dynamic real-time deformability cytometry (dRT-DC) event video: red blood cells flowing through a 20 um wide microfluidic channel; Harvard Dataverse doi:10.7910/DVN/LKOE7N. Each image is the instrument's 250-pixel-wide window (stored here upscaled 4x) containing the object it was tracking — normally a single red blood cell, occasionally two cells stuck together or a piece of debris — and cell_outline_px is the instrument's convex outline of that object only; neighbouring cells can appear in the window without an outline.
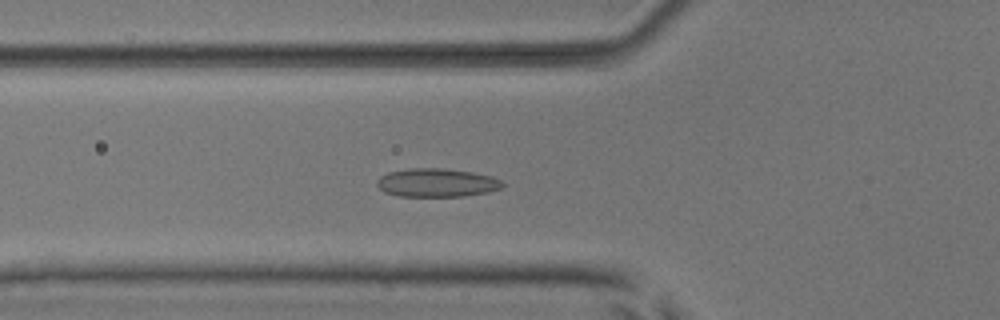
{"species": "common noctule bat (a hibernating species)", "species_latin": "Nyctalus noctula", "temperature_condition": "room temperature", "stored_images_in_passage": 53, "camera_frame_rate_fps": 3000, "um_per_image_px": 0.085, "animal": {"sex": "male", "body_mass_g": 17.9, "forearm_length_mm": 54.2}, "frame": {"image": 1, "passage_image": 19, "time_ms": 6.0, "image_size_px": [1000, 320], "cell_outline_px": [[504, 184], [500, 188], [488, 192], [464, 196], [400, 196], [384, 192], [376, 184], [376, 180], [380, 176], [388, 172], [408, 168], [444, 168], [472, 172], [492, 176], [500, 180]], "centroid_in_image_um": [37.1, 15.52], "position_along_channel_um": 88.7, "area_um2": 20.87}}
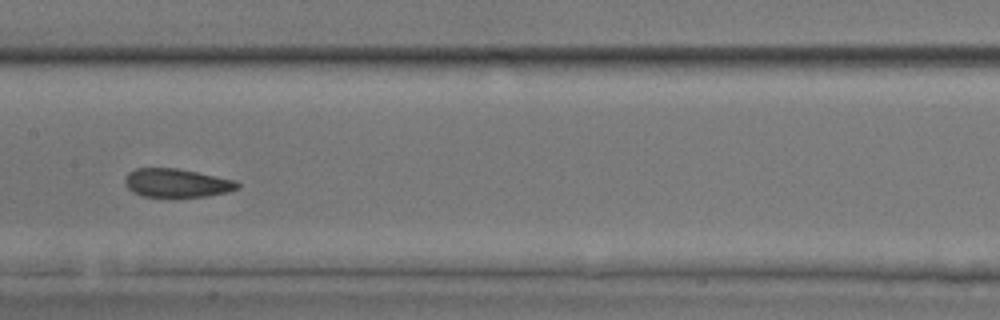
{"frame": {"image": 2, "passage_image": 27, "time_ms": 8.667, "image_size_px": [1000, 320], "cell_outline_px": [[240, 188], [228, 192], [204, 196], [144, 196], [132, 192], [124, 184], [124, 176], [128, 172], [136, 168], [176, 168], [236, 180], [240, 184]], "centroid_in_image_um": [15.0, 15.54], "position_along_channel_um": 192.4, "area_um2": 18.67}}
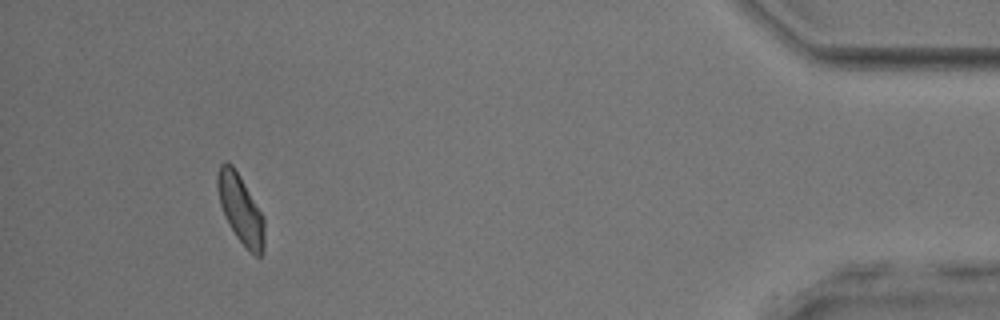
{"frame": {"image": 3, "passage_image": 49, "time_ms": 16.0, "image_size_px": [1000, 320], "cell_outline_px": [[264, 252], [260, 256], [256, 256], [236, 236], [228, 224], [224, 216], [220, 204], [216, 184], [216, 176], [220, 164], [224, 160], [228, 160], [232, 164], [264, 216]], "centroid_in_image_um": [20.43, 17.73], "position_along_channel_um": 414.8, "area_um2": 18.79}, "authors_computed_cell_mechanics": {"area_um2": 19.1896, "velocity_mm_per_s": 3.8912, "shape_relaxation_time_tau1_ms": 6.3631, "shape_relaxation_time_tau2_ms": 2.5452, "deformation_change_tau1": 0.1006, "deformation_change_tau2": 0.0755}}